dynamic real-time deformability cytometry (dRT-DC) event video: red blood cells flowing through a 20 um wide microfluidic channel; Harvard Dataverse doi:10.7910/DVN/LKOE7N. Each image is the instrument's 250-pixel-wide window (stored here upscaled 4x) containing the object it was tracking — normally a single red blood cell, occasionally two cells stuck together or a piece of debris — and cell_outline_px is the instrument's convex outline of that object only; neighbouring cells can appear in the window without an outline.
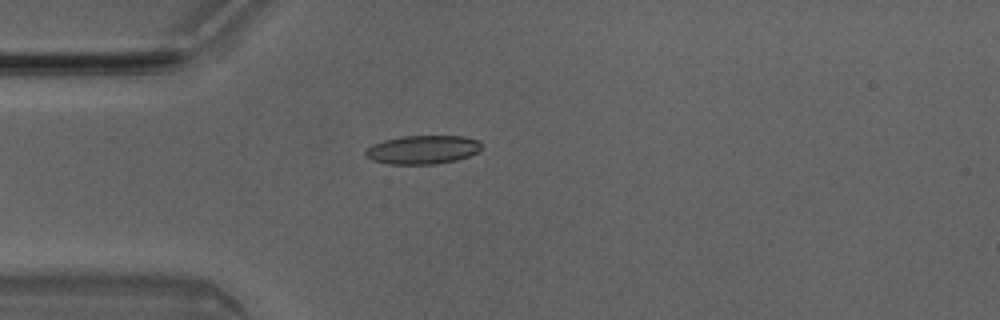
{"species": "Egyptian fruit bat (a non-hibernating species)", "species_latin": "Rousettus aegyptiacus", "temperature_condition": "room temperature", "stored_images_in_passage": 5, "camera_frame_rate_fps": 3000, "um_per_image_px": 0.085, "animal": {"sex": "male"}, "frame": {"image": 1, "passage_image": 4, "time_ms": 1.0, "image_size_px": [1000, 320], "cell_outline_px": [[480, 148], [476, 152], [468, 156], [456, 160], [436, 164], [388, 164], [372, 160], [364, 156], [364, 148], [372, 144], [384, 140], [404, 136], [464, 136], [480, 140]], "centroid_in_image_um": [35.87, 12.72], "position_along_channel_um": 49.1, "area_um2": 19.48}}